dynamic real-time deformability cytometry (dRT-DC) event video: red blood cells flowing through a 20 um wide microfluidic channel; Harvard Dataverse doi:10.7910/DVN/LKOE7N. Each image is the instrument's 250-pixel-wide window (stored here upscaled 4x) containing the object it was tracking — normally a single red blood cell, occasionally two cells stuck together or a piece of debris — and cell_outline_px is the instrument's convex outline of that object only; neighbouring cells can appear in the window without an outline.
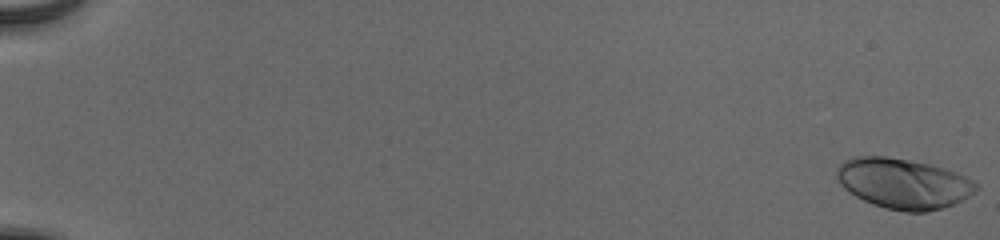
{"species": "human", "species_latin": "Homo sapiens", "temperature_condition": "cold", "stored_images_in_passage": 56, "camera_frame_rate_fps": 3000, "um_per_image_px": 0.085, "donor": {"sex": "male"}, "frame": {"image": 1, "passage_image": 1, "time_ms": 0.0, "image_size_px": [1000, 240], "cell_outline_px": [[980, 188], [964, 200], [928, 212], [904, 212], [884, 208], [872, 204], [848, 192], [836, 180], [836, 168], [844, 160], [852, 156], [888, 156], [932, 164], [944, 168], [964, 176], [980, 184]], "centroid_in_image_um": [76.77, 15.59], "position_along_channel_um": 8.2, "area_um2": 41.33}}
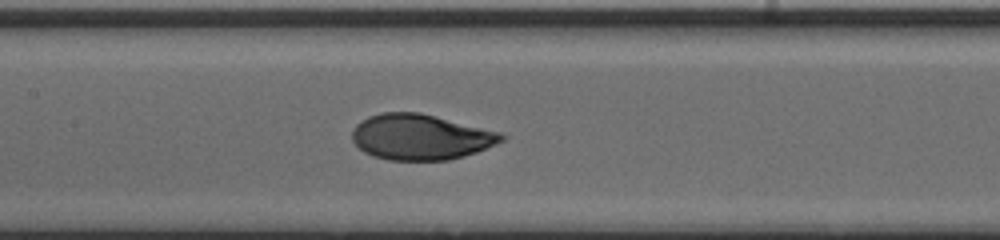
{"frame": {"image": 2, "passage_image": 30, "time_ms": 9.667, "image_size_px": [1000, 240], "cell_outline_px": [[508, 136], [504, 140], [496, 144], [476, 152], [464, 156], [448, 160], [388, 160], [372, 156], [364, 152], [352, 140], [352, 128], [356, 124], [368, 116], [380, 112], [420, 112], [500, 132]], "centroid_in_image_um": [35.73, 11.64], "position_along_channel_um": 171.7, "area_um2": 39.82}}
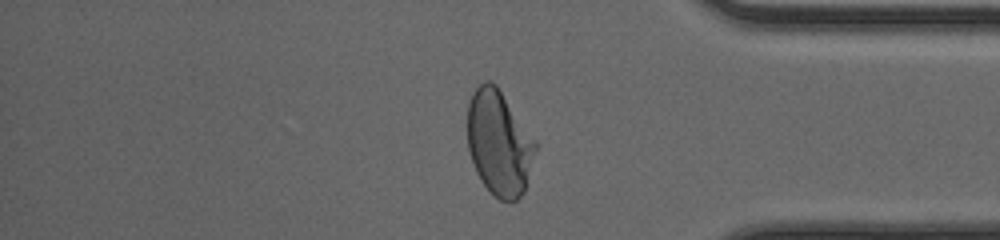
{"frame": {"image": 3, "passage_image": 48, "time_ms": 15.667, "image_size_px": [1000, 240], "cell_outline_px": [[540, 144], [524, 192], [516, 200], [508, 204], [500, 200], [480, 180], [476, 172], [468, 148], [468, 104], [472, 92], [484, 80], [488, 80], [496, 84]], "centroid_in_image_um": [42.47, 12.16], "position_along_channel_um": 392.7, "area_um2": 42.31}, "authors_computed_cell_mechanics": {"area_um2": 39.8242, "velocity_mm_per_s": 3.8831, "shape_relaxation_time_tau1_ms": 3.427, "shape_relaxation_time_tau2_ms": null, "deformation_change_tau1": 0.1801, "deformation_change_tau2": null}}